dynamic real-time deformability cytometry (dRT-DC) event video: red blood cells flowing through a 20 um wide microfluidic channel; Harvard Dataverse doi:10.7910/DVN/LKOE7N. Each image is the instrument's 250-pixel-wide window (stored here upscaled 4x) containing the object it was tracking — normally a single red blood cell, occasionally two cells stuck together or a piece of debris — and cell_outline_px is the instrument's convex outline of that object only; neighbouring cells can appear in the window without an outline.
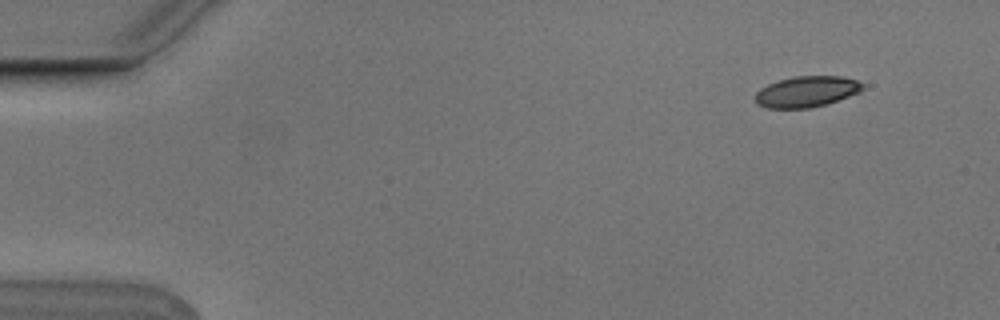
{"species": "Egyptian fruit bat (a non-hibernating species)", "species_latin": "Rousettus aegyptiacus", "temperature_condition": "cold", "stored_images_in_passage": 6, "camera_frame_rate_fps": 3000, "um_per_image_px": 0.085, "animal": {"sex": "male"}, "frame": {"image": 1, "passage_image": 2, "time_ms": 0.333, "image_size_px": [1000, 320], "cell_outline_px": [[864, 88], [860, 92], [824, 104], [808, 108], [768, 108], [756, 104], [756, 92], [760, 88], [768, 84], [780, 80], [796, 76], [840, 76], [856, 80], [864, 84]], "centroid_in_image_um": [68.55, 7.78], "position_along_channel_um": 16.4, "area_um2": 19.13}}
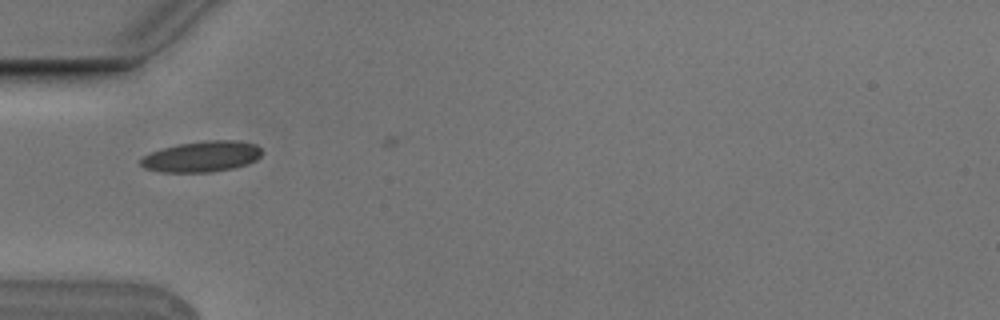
{"frame": {"image": 2, "passage_image": 5, "time_ms": 1.333, "image_size_px": [1000, 320], "cell_outline_px": [[264, 152], [256, 160], [248, 164], [232, 168], [212, 172], [160, 172], [144, 168], [140, 164], [140, 160], [144, 156], [152, 152], [164, 148], [180, 144], [204, 140], [236, 140], [256, 144]], "centroid_in_image_um": [17.19, 13.31], "position_along_channel_um": 67.8, "area_um2": 21.79}}